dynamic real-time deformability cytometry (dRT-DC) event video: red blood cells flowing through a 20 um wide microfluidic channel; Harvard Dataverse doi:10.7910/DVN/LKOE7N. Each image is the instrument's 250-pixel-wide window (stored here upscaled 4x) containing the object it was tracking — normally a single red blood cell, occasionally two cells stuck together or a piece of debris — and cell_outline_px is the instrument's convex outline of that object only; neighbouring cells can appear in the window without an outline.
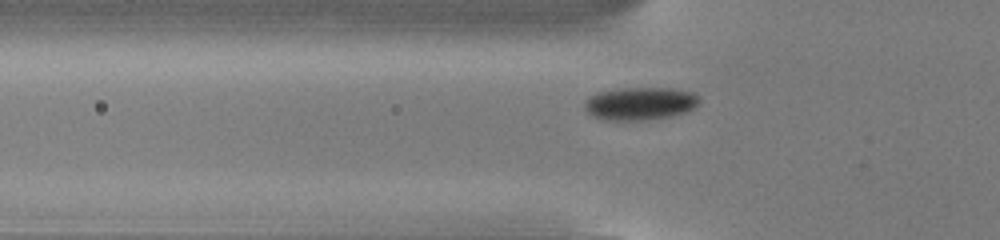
{"species": "common noctule bat (a hibernating species)", "species_latin": "Nyctalus noctula", "temperature_condition": "cold", "stored_images_in_passage": 46, "camera_frame_rate_fps": 3000, "um_per_image_px": 0.085, "animal": {"sex": "male", "body_mass_g": 13.0, "forearm_length_mm": 53.1}, "frame": {"image": 1, "passage_image": 11, "time_ms": 3.333, "image_size_px": [1000, 240], "cell_outline_px": [[700, 104], [696, 108], [672, 116], [640, 120], [600, 120], [592, 116], [584, 108], [584, 100], [588, 96], [596, 92], [624, 88], [672, 88], [692, 92], [700, 96]], "centroid_in_image_um": [54.4, 8.8], "position_along_channel_um": 71.4, "area_um2": 22.31}}
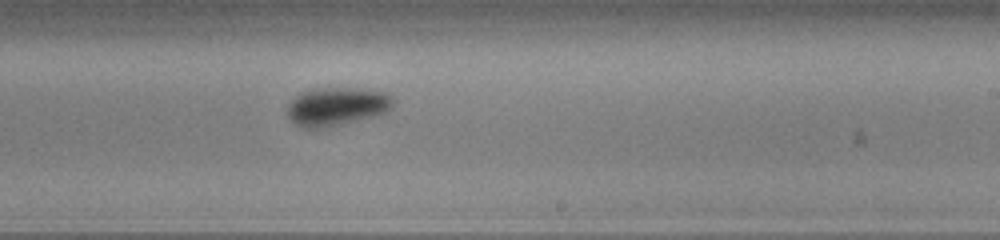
{"frame": {"image": 2, "passage_image": 26, "time_ms": 8.333, "image_size_px": [1000, 240], "cell_outline_px": [[392, 108], [388, 112], [376, 116], [324, 128], [304, 128], [296, 124], [288, 116], [288, 104], [300, 92], [312, 88], [352, 88], [388, 92], [392, 96]], "centroid_in_image_um": [28.64, 9.04], "position_along_channel_um": 260.4, "area_um2": 23.76}}
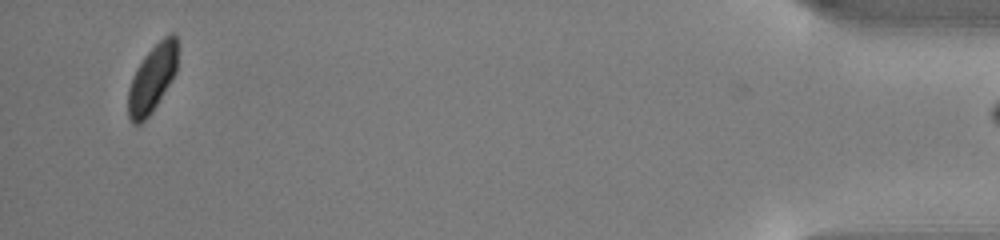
{"frame": {"image": 3, "passage_image": 45, "time_ms": 14.667, "image_size_px": [1000, 240], "cell_outline_px": [[176, 72], [156, 104], [148, 116], [140, 124], [132, 124], [128, 116], [128, 88], [132, 76], [136, 68], [144, 56], [164, 36], [172, 32], [176, 36]], "centroid_in_image_um": [12.9, 6.68], "position_along_channel_um": 422.3, "area_um2": 19.02}}